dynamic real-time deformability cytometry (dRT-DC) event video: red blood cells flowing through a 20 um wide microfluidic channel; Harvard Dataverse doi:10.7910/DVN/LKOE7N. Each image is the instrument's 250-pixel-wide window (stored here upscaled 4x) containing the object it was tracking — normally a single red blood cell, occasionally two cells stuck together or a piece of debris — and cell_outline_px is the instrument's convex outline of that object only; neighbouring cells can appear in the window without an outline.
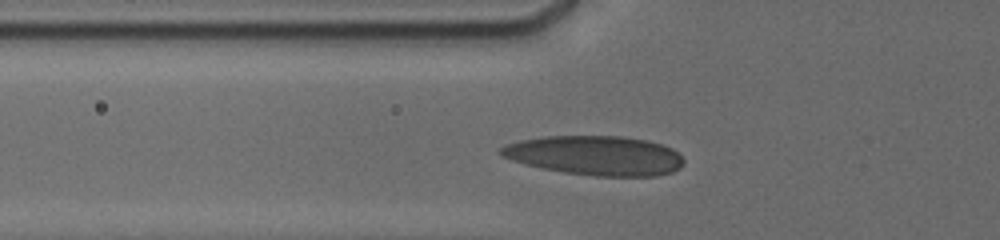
{"species": "human", "species_latin": "Homo sapiens", "temperature_condition": "cold", "stored_images_in_passage": 36, "camera_frame_rate_fps": 3000, "um_per_image_px": 0.085, "donor": {"sex": "male"}, "frame": {"image": 1, "passage_image": 10, "time_ms": 3.667, "image_size_px": [1000, 240], "cell_outline_px": [[684, 164], [680, 168], [672, 172], [656, 176], [592, 176], [564, 172], [540, 168], [524, 164], [500, 156], [496, 152], [500, 148], [508, 144], [520, 140], [544, 136], [620, 136], [648, 140], [672, 148], [684, 160]], "centroid_in_image_um": [50.57, 13.22], "position_along_channel_um": 75.2, "area_um2": 42.25}}
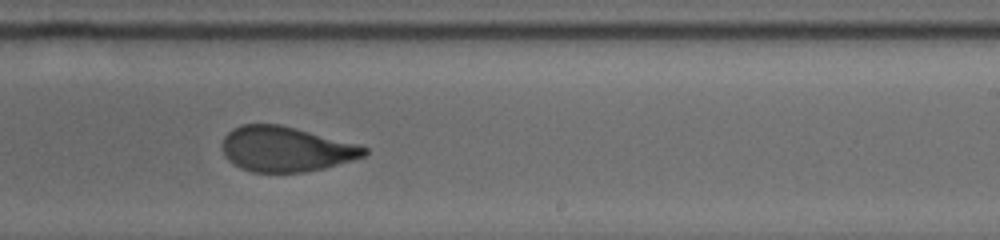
{"frame": {"image": 2, "passage_image": 25, "time_ms": 8.667, "image_size_px": [1000, 240], "cell_outline_px": [[368, 152], [364, 156], [352, 160], [324, 168], [304, 172], [252, 172], [240, 168], [228, 160], [224, 156], [220, 144], [224, 136], [232, 128], [240, 124], [280, 124], [360, 144], [368, 148]], "centroid_in_image_um": [24.27, 12.66], "position_along_channel_um": 264.7, "area_um2": 37.69}}
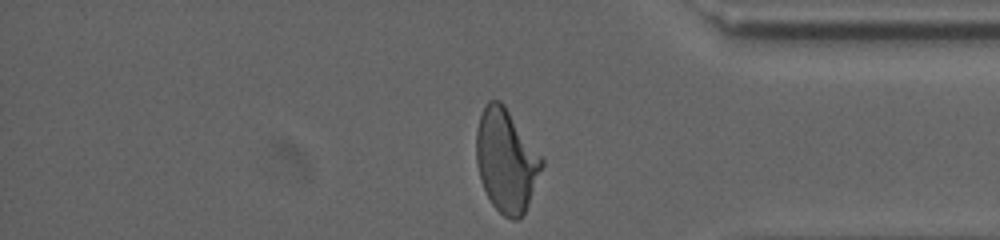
{"frame": {"image": 3, "passage_image": 36, "time_ms": 12.333, "image_size_px": [1000, 240], "cell_outline_px": [[544, 164], [524, 216], [516, 220], [512, 220], [504, 216], [492, 204], [480, 180], [476, 164], [476, 128], [480, 116], [488, 100], [500, 100], [504, 104], [544, 160]], "centroid_in_image_um": [43.02, 13.66], "position_along_channel_um": 392.2, "area_um2": 39.3}, "authors_computed_cell_mechanics": {"area_um2": 38.4081, "velocity_mm_per_s": 3.8005, "shape_relaxation_time_tau1_ms": 4.338, "shape_relaxation_time_tau2_ms": 1.2114, "deformation_change_tau1": 0.1825, "deformation_change_tau2": 0.0775}}